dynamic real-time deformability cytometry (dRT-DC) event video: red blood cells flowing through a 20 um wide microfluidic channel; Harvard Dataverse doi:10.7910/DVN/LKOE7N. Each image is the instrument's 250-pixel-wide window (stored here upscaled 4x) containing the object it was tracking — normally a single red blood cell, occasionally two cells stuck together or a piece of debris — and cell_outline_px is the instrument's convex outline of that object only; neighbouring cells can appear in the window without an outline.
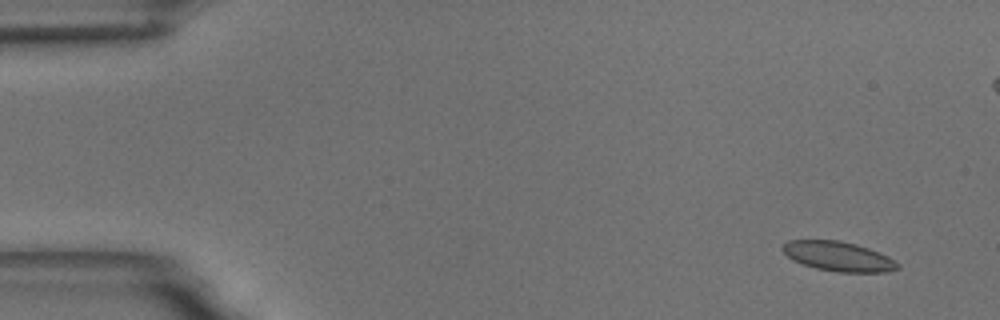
{"species": "common noctule bat (a hibernating species)", "species_latin": "Nyctalus noctula", "temperature_condition": "room temperature", "stored_images_in_passage": 56, "camera_frame_rate_fps": 3000, "um_per_image_px": 0.085, "animal": {"sex": "male", "body_mass_g": 18.8}, "frame": {"image": 1, "passage_image": 3, "time_ms": 0.667, "image_size_px": [1000, 320], "cell_outline_px": [[900, 268], [884, 272], [836, 272], [816, 268], [792, 260], [780, 248], [788, 240], [840, 240], [856, 244], [868, 248], [888, 256], [900, 264]], "centroid_in_image_um": [71.26, 21.79], "position_along_channel_um": 13.7, "area_um2": 19.83}}
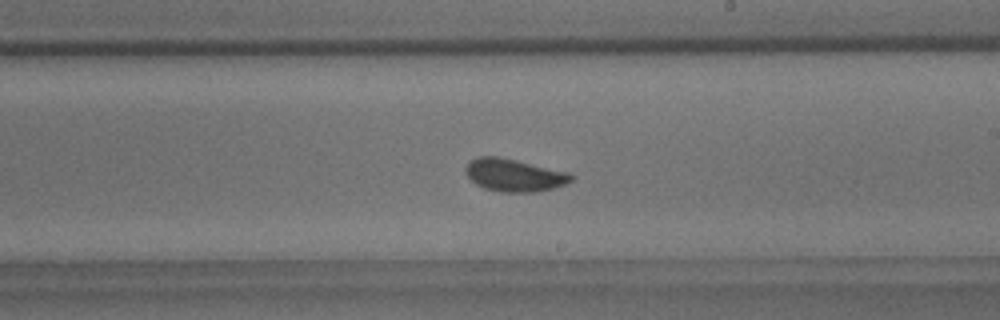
{"frame": {"image": 2, "passage_image": 32, "time_ms": 10.333, "image_size_px": [1000, 320], "cell_outline_px": [[572, 180], [564, 184], [552, 188], [536, 192], [500, 192], [484, 188], [476, 184], [464, 172], [464, 168], [472, 160], [480, 156], [496, 156], [568, 172], [572, 176]], "centroid_in_image_um": [43.67, 14.9], "position_along_channel_um": 245.3, "area_um2": 19.71}}
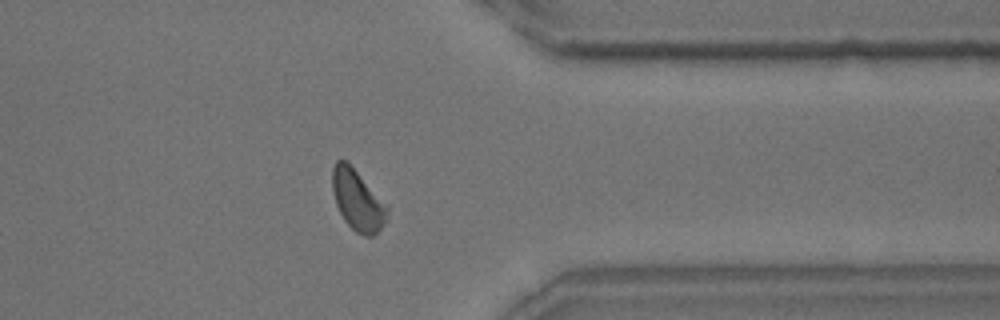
{"frame": {"image": 3, "passage_image": 44, "time_ms": 14.333, "image_size_px": [1000, 320], "cell_outline_px": [[388, 220], [372, 236], [364, 236], [356, 232], [344, 220], [336, 204], [332, 188], [332, 168], [336, 160], [344, 160], [388, 204]], "centroid_in_image_um": [30.41, 17.05], "position_along_channel_um": 381.0, "area_um2": 19.19}, "authors_computed_cell_mechanics": {"area_um2": 19.7098, "velocity_mm_per_s": 3.605, "shape_relaxation_time_tau1_ms": 4.1881, "shape_relaxation_time_tau2_ms": 1.1137, "deformation_change_tau1": 0.0853, "deformation_change_tau2": 0.0488}}